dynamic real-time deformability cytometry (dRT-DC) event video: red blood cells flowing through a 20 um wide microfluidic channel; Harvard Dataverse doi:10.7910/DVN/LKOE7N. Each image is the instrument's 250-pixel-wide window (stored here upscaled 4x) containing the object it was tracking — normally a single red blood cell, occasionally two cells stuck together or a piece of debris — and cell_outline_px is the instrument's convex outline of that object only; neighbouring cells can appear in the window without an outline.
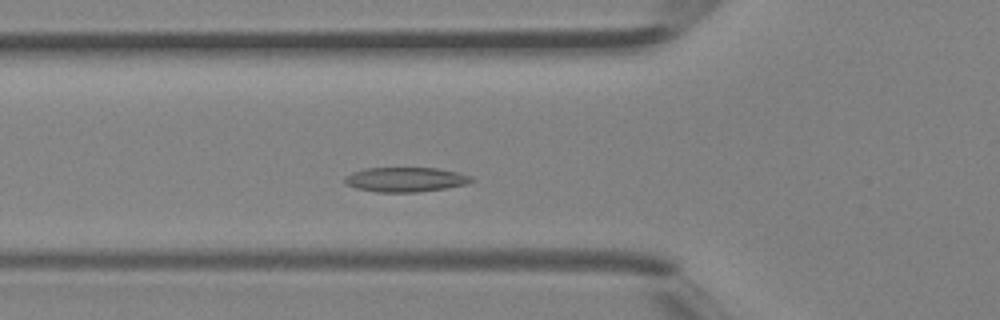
{"species": "Egyptian fruit bat (a non-hibernating species)", "species_latin": "Rousettus aegyptiacus", "temperature_condition": "room temperature", "stored_images_in_passage": 36, "camera_frame_rate_fps": 3000, "um_per_image_px": 0.085, "animal": {"sex": "female"}, "frame": {"image": 1, "passage_image": 9, "time_ms": 2.667, "image_size_px": [1000, 320], "cell_outline_px": [[476, 180], [468, 184], [444, 188], [416, 192], [376, 192], [356, 188], [344, 184], [344, 176], [352, 172], [364, 168], [436, 168], [456, 172], [472, 176]], "centroid_in_image_um": [34.45, 15.26], "position_along_channel_um": 91.4, "area_um2": 18.26}}
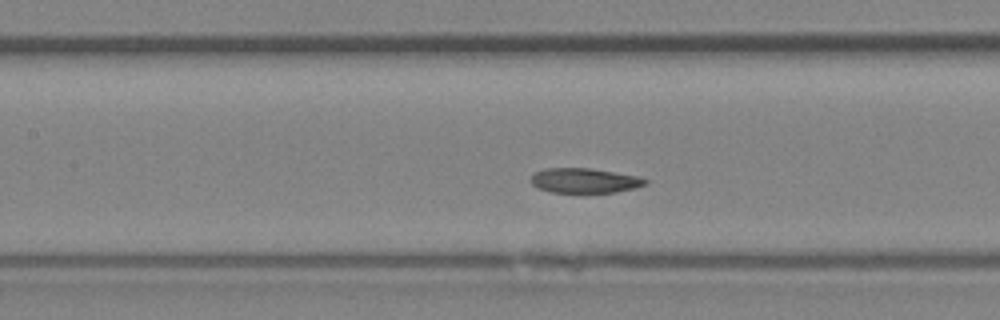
{"frame": {"image": 2, "passage_image": 13, "time_ms": 4.0, "image_size_px": [1000, 320], "cell_outline_px": [[648, 184], [616, 192], [552, 192], [540, 188], [532, 184], [532, 176], [536, 172], [544, 168], [588, 168], [640, 176], [648, 180]], "centroid_in_image_um": [49.72, 15.34], "position_along_channel_um": 157.7, "area_um2": 16.3}}
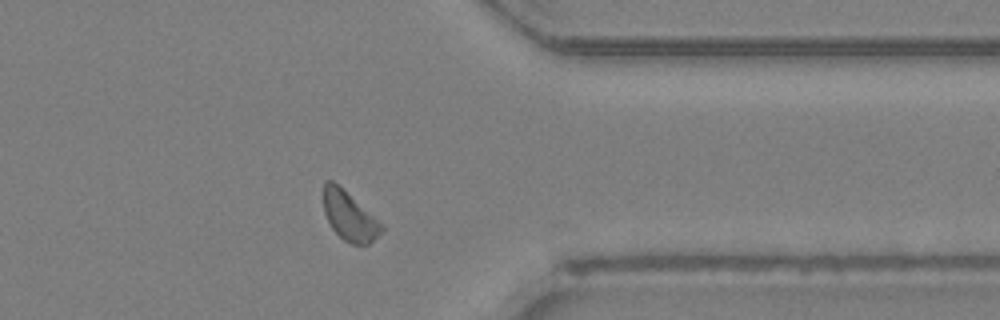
{"frame": {"image": 3, "passage_image": 27, "time_ms": 8.667, "image_size_px": [1000, 320], "cell_outline_px": [[384, 228], [368, 244], [352, 244], [344, 240], [332, 228], [324, 212], [324, 180], [332, 180], [384, 224]], "centroid_in_image_um": [29.7, 18.36], "position_along_channel_um": 381.7, "area_um2": 16.18}}